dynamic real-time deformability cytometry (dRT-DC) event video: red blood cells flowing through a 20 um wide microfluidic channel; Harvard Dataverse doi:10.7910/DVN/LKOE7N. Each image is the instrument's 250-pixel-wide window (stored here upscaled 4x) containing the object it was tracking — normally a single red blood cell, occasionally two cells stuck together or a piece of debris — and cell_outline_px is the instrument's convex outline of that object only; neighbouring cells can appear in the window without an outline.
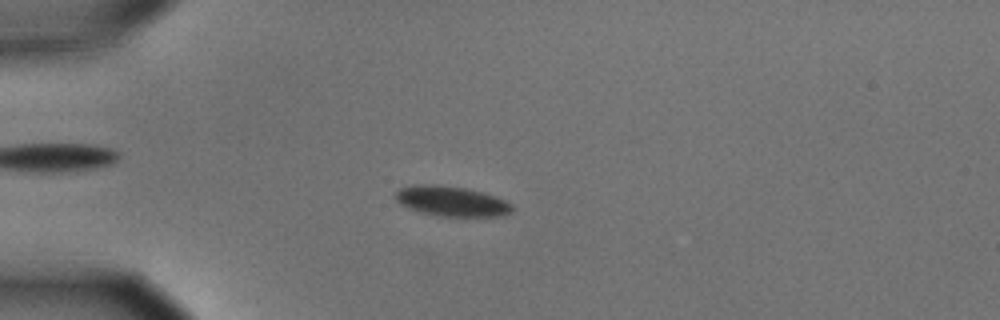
{"species": "common noctule bat (a hibernating species)", "species_latin": "Nyctalus noctula", "temperature_condition": "cold", "stored_images_in_passage": 48, "camera_frame_rate_fps": 3000, "um_per_image_px": 0.085, "animal": {"sex": "male", "body_mass_g": 15.6}, "frame": {"image": 1, "passage_image": 6, "time_ms": 1.667, "image_size_px": [1000, 320], "cell_outline_px": [[512, 208], [504, 216], [440, 216], [420, 212], [408, 208], [400, 204], [396, 200], [396, 192], [400, 188], [412, 184], [440, 184], [464, 188], [484, 192], [496, 196], [512, 204]], "centroid_in_image_um": [38.35, 17.09], "position_along_channel_um": 46.6, "area_um2": 20.52}}
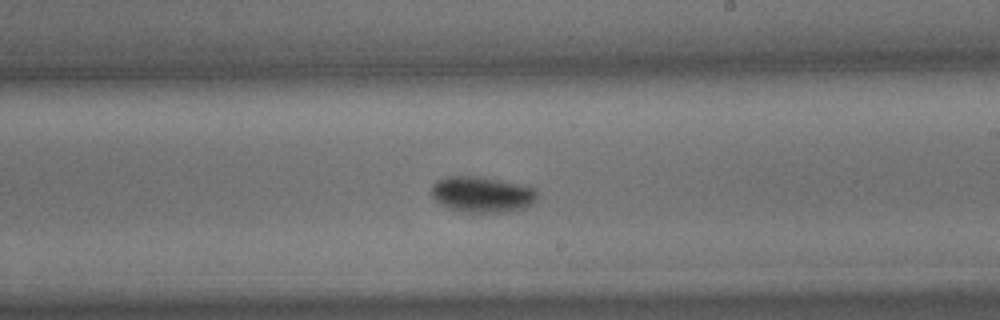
{"frame": {"image": 2, "passage_image": 25, "time_ms": 8.0, "image_size_px": [1000, 320], "cell_outline_px": [[536, 200], [532, 204], [524, 208], [508, 212], [460, 212], [436, 200], [428, 192], [432, 184], [436, 180], [448, 176], [480, 176], [520, 184], [536, 188]], "centroid_in_image_um": [40.96, 16.51], "position_along_channel_um": 248.0, "area_um2": 22.25}}
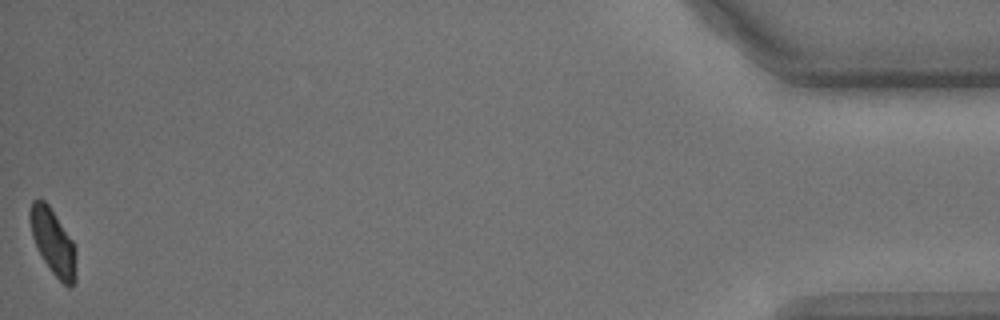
{"frame": {"image": 3, "passage_image": 48, "time_ms": 15.667, "image_size_px": [1000, 320], "cell_outline_px": [[76, 280], [72, 288], [68, 288], [52, 272], [36, 248], [32, 236], [28, 216], [28, 212], [32, 200], [44, 200], [48, 204], [72, 240], [76, 248]], "centroid_in_image_um": [4.51, 20.59], "position_along_channel_um": 430.7, "area_um2": 17.8}, "authors_computed_cell_mechanics": {"area_um2": 20.1722, "velocity_mm_per_s": 3.5197, "shape_relaxation_time_tau1_ms": 2.4743, "shape_relaxation_time_tau2_ms": null, "deformation_change_tau1": 0.0906, "deformation_change_tau2": null}}